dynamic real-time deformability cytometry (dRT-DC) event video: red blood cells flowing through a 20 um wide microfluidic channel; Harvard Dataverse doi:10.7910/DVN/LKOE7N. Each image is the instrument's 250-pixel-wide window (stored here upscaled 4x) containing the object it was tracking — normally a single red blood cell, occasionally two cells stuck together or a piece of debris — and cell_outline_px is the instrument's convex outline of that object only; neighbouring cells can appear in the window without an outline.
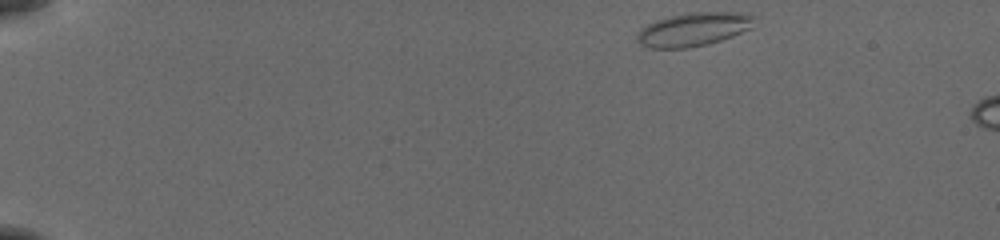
{"species": "common noctule bat (a hibernating species)", "species_latin": "Nyctalus noctula", "temperature_condition": "cold", "stored_images_in_passage": 4, "camera_frame_rate_fps": 3000, "um_per_image_px": 0.085, "animal": {"sex": "female", "body_mass_g": 19.5, "forearm_length_mm": 54.1}, "frame": {"image": 1, "passage_image": 1, "time_ms": 0.0, "image_size_px": [1000, 240], "cell_outline_px": [[756, 16], [748, 28], [732, 36], [708, 44], [688, 48], [648, 48], [640, 44], [636, 40], [636, 36], [640, 28], [656, 20], [668, 16], [688, 12], [748, 12]], "centroid_in_image_um": [58.9, 2.48], "position_along_channel_um": 26.1, "area_um2": 23.0}}